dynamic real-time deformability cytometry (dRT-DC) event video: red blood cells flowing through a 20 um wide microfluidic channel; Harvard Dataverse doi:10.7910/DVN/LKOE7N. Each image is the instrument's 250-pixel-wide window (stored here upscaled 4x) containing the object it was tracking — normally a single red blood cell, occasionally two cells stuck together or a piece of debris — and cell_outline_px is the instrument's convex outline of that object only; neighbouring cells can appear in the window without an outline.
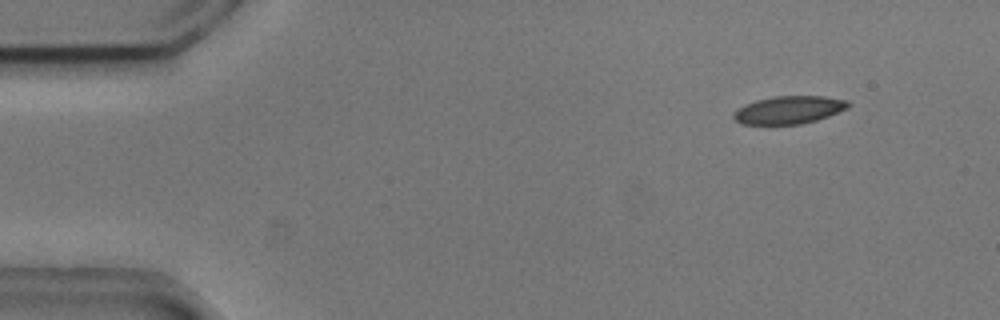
{"species": "common noctule bat (a hibernating species)", "species_latin": "Nyctalus noctula", "temperature_condition": "cold", "stored_images_in_passage": 5, "camera_frame_rate_fps": 3000, "um_per_image_px": 0.085, "animal": {"sex": "male", "body_mass_g": 20.5, "forearm_length_mm": 52.5}, "frame": {"image": 1, "passage_image": 1, "time_ms": 0.0, "image_size_px": [1000, 320], "cell_outline_px": [[852, 104], [848, 108], [828, 116], [816, 120], [800, 124], [740, 124], [732, 116], [732, 112], [744, 104], [756, 100], [776, 96], [824, 96], [848, 100]], "centroid_in_image_um": [67.06, 9.33], "position_along_channel_um": 17.9, "area_um2": 18.67}}